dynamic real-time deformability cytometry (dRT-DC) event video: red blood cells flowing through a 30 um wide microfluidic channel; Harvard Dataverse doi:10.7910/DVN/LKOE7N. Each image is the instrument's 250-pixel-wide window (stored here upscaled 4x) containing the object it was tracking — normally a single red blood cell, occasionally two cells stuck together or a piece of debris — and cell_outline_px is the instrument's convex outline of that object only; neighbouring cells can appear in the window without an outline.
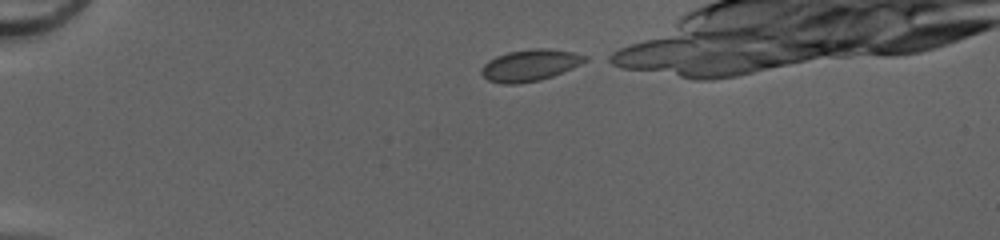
{"species": "common noctule bat (a hibernating species)", "species_latin": "Nyctalus noctula", "temperature_condition": "cold", "stored_images_in_passage": 13, "camera_frame_rate_fps": 3000, "um_per_image_px": 0.085, "animal": {"sex": "female", "body_mass_g": 20.0, "forearm_length_mm": 54.0}, "frame": {"image": 1, "passage_image": 1, "time_ms": 0.0, "image_size_px": [1000, 240], "cell_outline_px": [[588, 60], [572, 68], [552, 76], [540, 80], [516, 84], [504, 84], [488, 80], [480, 72], [480, 68], [488, 60], [496, 56], [508, 52], [532, 48], [548, 48], [572, 52], [588, 56]], "centroid_in_image_um": [45.03, 5.54], "position_along_channel_um": 40.0, "area_um2": 19.07}}
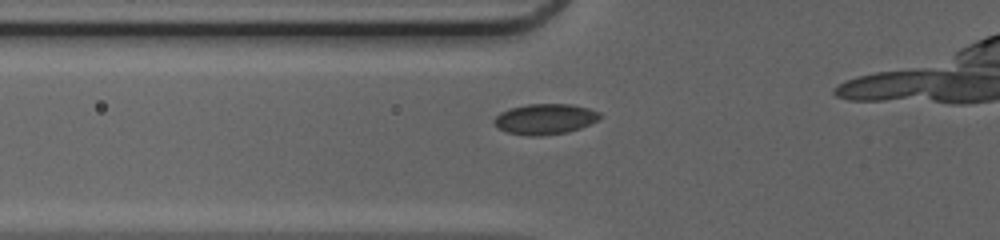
{"frame": {"image": 2, "passage_image": 8, "time_ms": 2.333, "image_size_px": [1000, 240], "cell_outline_px": [[600, 120], [580, 128], [568, 132], [540, 136], [528, 136], [508, 132], [500, 128], [492, 120], [500, 112], [508, 108], [528, 104], [572, 104], [588, 108], [600, 112]], "centroid_in_image_um": [46.34, 10.11], "position_along_channel_um": 79.5, "area_um2": 18.9}}
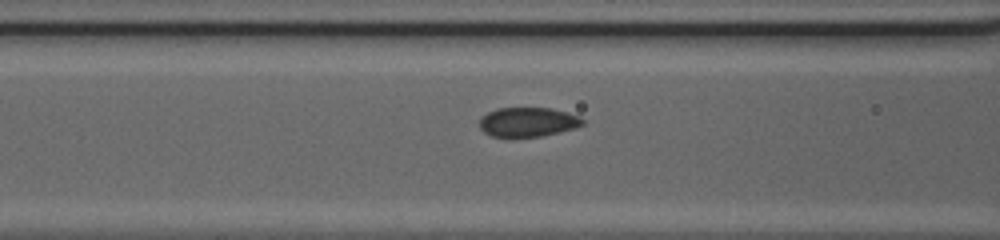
{"frame": {"image": 3, "passage_image": 11, "time_ms": 3.333, "image_size_px": [1000, 240], "cell_outline_px": [[584, 124], [576, 128], [560, 132], [540, 136], [512, 140], [492, 136], [484, 132], [480, 128], [480, 116], [496, 108], [552, 108], [568, 112], [580, 116], [584, 120]], "centroid_in_image_um": [44.85, 10.4], "position_along_channel_um": 121.7, "area_um2": 18.38}}